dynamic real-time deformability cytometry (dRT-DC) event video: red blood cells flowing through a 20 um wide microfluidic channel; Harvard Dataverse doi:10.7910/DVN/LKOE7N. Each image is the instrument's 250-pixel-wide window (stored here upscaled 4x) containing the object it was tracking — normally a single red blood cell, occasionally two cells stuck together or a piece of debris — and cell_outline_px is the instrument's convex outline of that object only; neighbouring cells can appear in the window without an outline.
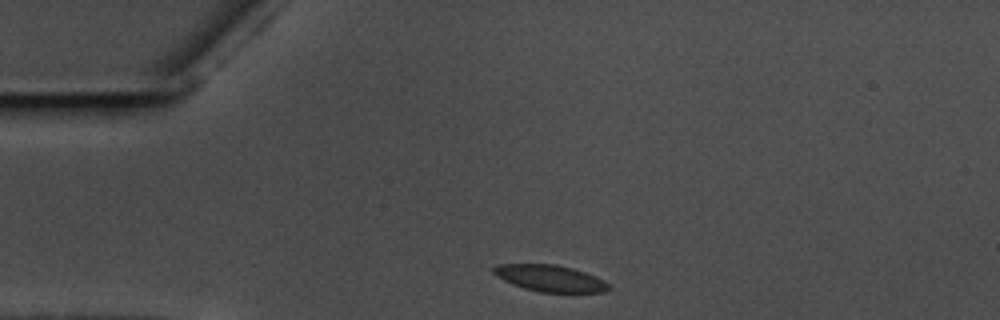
{"species": "common noctule bat (a hibernating species)", "species_latin": "Nyctalus noctula", "temperature_condition": "warm", "stored_images_in_passage": 34, "camera_frame_rate_fps": 3000, "um_per_image_px": 0.085, "animal": {"sex": "male", "body_mass_g": 17.5, "forearm_length_mm": 52.3}, "frame": {"image": 1, "passage_image": 1, "time_ms": 0.0, "image_size_px": [1000, 320], "cell_outline_px": [[612, 288], [604, 292], [540, 292], [524, 288], [512, 284], [504, 280], [492, 272], [492, 268], [500, 264], [556, 264], [572, 268], [596, 276], [604, 280]], "centroid_in_image_um": [46.78, 23.65], "position_along_channel_um": 38.2, "area_um2": 17.74}}
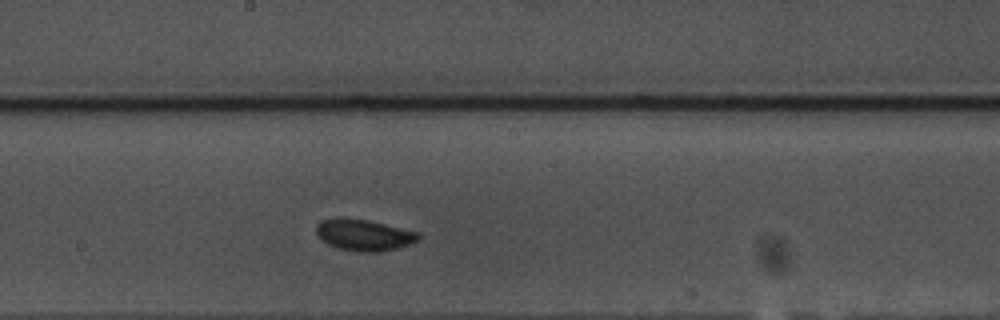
{"frame": {"image": 2, "passage_image": 19, "time_ms": 6.0, "image_size_px": [1000, 320], "cell_outline_px": [[420, 240], [396, 248], [380, 252], [356, 252], [336, 248], [320, 240], [316, 236], [316, 224], [320, 220], [368, 220], [420, 232]], "centroid_in_image_um": [30.94, 20.01], "position_along_channel_um": 217.3, "area_um2": 18.5}}
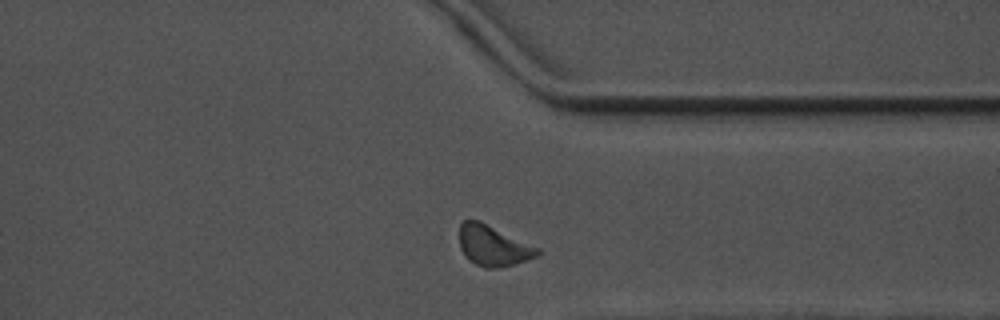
{"frame": {"image": 3, "passage_image": 32, "time_ms": 10.333, "image_size_px": [1000, 320], "cell_outline_px": [[540, 252], [536, 256], [512, 264], [496, 268], [484, 268], [468, 260], [460, 248], [460, 224], [464, 220], [480, 220], [540, 248]], "centroid_in_image_um": [41.9, 20.87], "position_along_channel_um": 369.5, "area_um2": 18.32}, "authors_computed_cell_mechanics": {"area_um2": 18.207, "velocity_mm_per_s": 3.5324, "shape_relaxation_time_tau1_ms": null, "shape_relaxation_time_tau2_ms": 1.131, "deformation_change_tau1": null, "deformation_change_tau2": 0.0552}}